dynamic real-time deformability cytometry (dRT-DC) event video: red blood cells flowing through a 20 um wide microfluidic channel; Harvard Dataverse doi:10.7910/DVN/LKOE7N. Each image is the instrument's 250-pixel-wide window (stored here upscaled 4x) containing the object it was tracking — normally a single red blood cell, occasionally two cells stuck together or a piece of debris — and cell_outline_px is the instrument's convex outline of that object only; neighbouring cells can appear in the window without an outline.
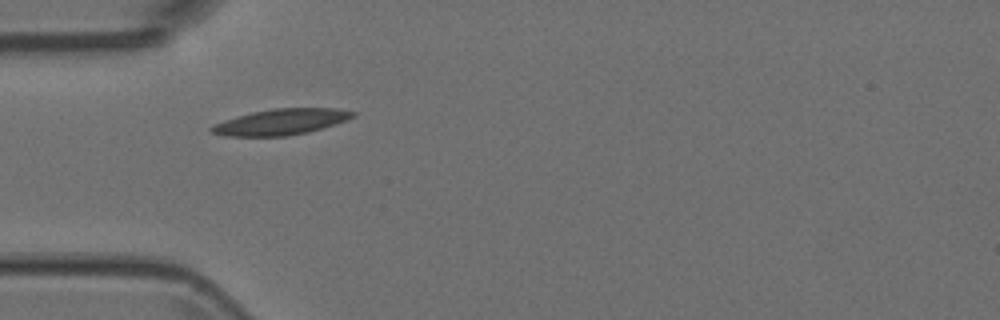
{"species": "Egyptian fruit bat (a non-hibernating species)", "species_latin": "Rousettus aegyptiacus", "temperature_condition": "room temperature", "stored_images_in_passage": 2, "camera_frame_rate_fps": 3000, "um_per_image_px": 0.085, "animal": {"sex": "female"}, "frame": {"image": 1, "passage_image": 1, "time_ms": 0.0, "image_size_px": [1000, 320], "cell_outline_px": [[356, 116], [348, 120], [336, 124], [308, 132], [288, 136], [224, 136], [212, 132], [208, 128], [224, 120], [236, 116], [252, 112], [272, 108], [336, 108], [356, 112]], "centroid_in_image_um": [23.92, 10.36], "position_along_channel_um": 61.1, "area_um2": 21.44}}
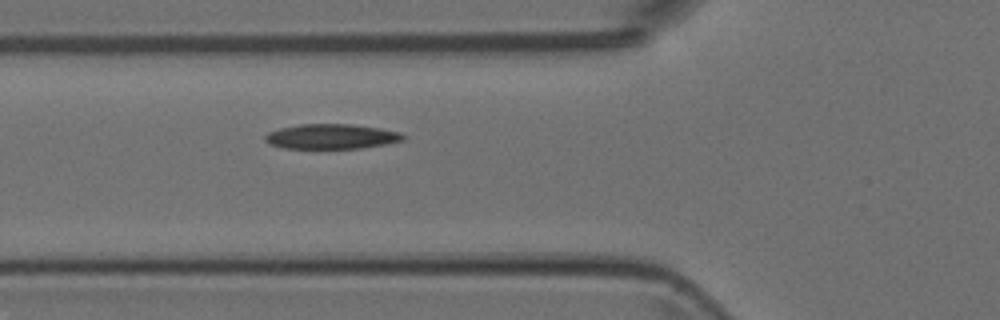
{"frame": {"image": 2, "passage_image": 2, "time_ms": 0.333, "image_size_px": [1000, 320], "cell_outline_px": [[408, 136], [404, 140], [384, 144], [360, 148], [284, 148], [268, 144], [264, 140], [264, 136], [268, 132], [280, 128], [300, 124], [352, 124], [380, 128], [400, 132]], "centroid_in_image_um": [28.17, 11.6], "position_along_channel_um": 97.6, "area_um2": 20.11}}